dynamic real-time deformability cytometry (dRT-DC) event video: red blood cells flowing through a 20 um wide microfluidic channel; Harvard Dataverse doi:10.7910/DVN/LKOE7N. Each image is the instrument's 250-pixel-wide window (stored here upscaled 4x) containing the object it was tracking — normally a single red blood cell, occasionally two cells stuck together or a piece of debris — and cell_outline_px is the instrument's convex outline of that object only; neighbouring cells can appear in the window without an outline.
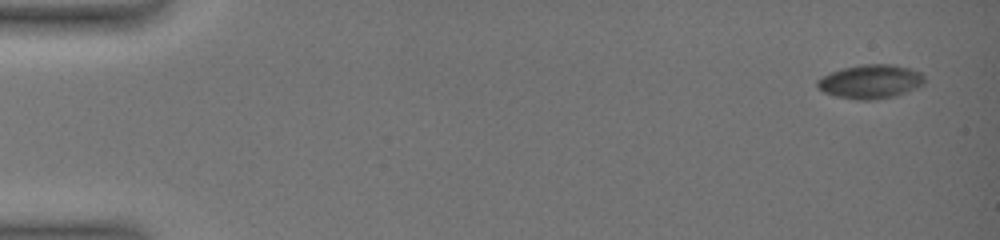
{"species": "common noctule bat (a hibernating species)", "species_latin": "Nyctalus noctula", "temperature_condition": "warm", "stored_images_in_passage": 8, "camera_frame_rate_fps": 3000, "um_per_image_px": 0.085, "animal": {"sex": "female", "body_mass_g": 19.0, "forearm_length_mm": 51.5}, "frame": {"image": 1, "passage_image": 1, "time_ms": 0.0, "image_size_px": [1000, 240], "cell_outline_px": [[924, 84], [892, 96], [868, 100], [864, 100], [836, 96], [824, 92], [816, 84], [816, 80], [832, 72], [844, 68], [860, 64], [892, 64], [908, 68], [920, 72], [924, 76]], "centroid_in_image_um": [73.98, 6.91], "position_along_channel_um": 11.0, "area_um2": 20.63}}
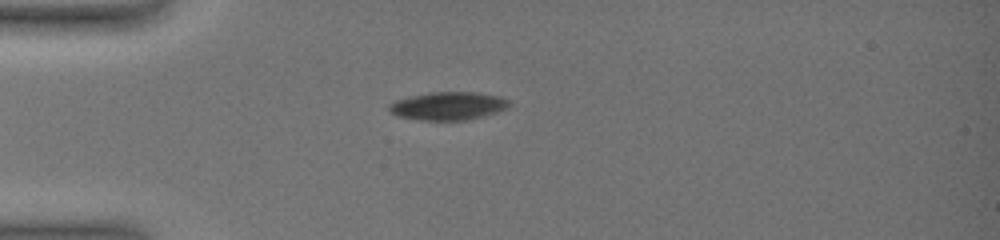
{"frame": {"image": 2, "passage_image": 5, "time_ms": 4.333, "image_size_px": [1000, 240], "cell_outline_px": [[508, 108], [496, 112], [464, 120], [420, 120], [396, 116], [388, 108], [388, 104], [396, 100], [412, 96], [432, 92], [476, 92], [500, 96], [508, 100]], "centroid_in_image_um": [38.07, 9.0], "position_along_channel_um": 46.9, "area_um2": 19.42}}
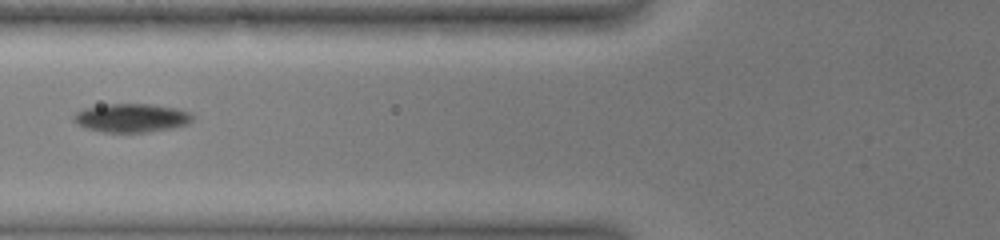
{"frame": {"image": 3, "passage_image": 7, "time_ms": 6.667, "image_size_px": [1000, 240], "cell_outline_px": [[192, 120], [188, 124], [172, 128], [148, 132], [104, 132], [84, 128], [76, 124], [72, 120], [72, 116], [76, 112], [84, 108], [108, 104], [152, 104], [176, 108], [188, 112], [192, 116]], "centroid_in_image_um": [11.13, 10.03], "position_along_channel_um": 114.7, "area_um2": 19.88}}